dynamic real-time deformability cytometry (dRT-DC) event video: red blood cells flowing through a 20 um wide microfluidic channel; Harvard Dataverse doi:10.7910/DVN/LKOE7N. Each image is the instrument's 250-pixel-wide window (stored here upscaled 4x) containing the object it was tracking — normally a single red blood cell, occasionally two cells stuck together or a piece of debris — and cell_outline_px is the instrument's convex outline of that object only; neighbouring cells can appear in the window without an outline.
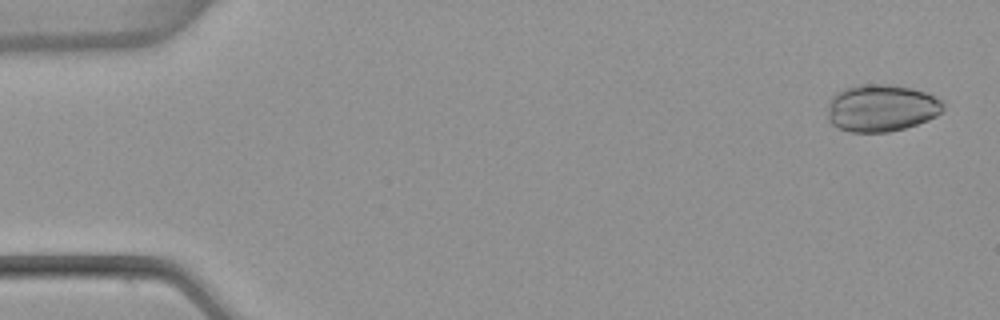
{"species": "common noctule bat (a hibernating species)", "species_latin": "Nyctalus noctula", "temperature_condition": "warm", "stored_images_in_passage": 5, "camera_frame_rate_fps": 3000, "um_per_image_px": 0.085, "animal": {"sex": "female", "body_mass_g": 22.7, "forearm_length_mm": 54.2}, "frame": {"image": 1, "passage_image": 1, "time_ms": 0.0, "image_size_px": [1000, 320], "cell_outline_px": [[944, 108], [936, 116], [928, 120], [904, 128], [888, 132], [848, 132], [832, 124], [828, 120], [828, 104], [832, 96], [836, 92], [844, 88], [860, 84], [888, 84], [912, 88], [924, 92], [944, 100]], "centroid_in_image_um": [74.91, 9.17], "position_along_channel_um": 10.1, "area_um2": 31.96}}
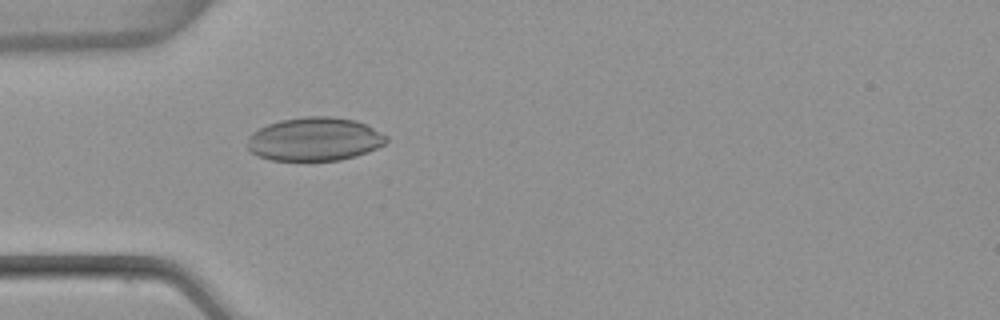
{"frame": {"image": 2, "passage_image": 5, "time_ms": 1.333, "image_size_px": [1000, 320], "cell_outline_px": [[388, 140], [384, 144], [368, 152], [356, 156], [340, 160], [272, 160], [256, 156], [248, 152], [248, 136], [252, 132], [268, 124], [280, 120], [304, 116], [332, 116], [356, 120], [388, 136]], "centroid_in_image_um": [26.72, 11.83], "position_along_channel_um": 58.3, "area_um2": 35.37}}